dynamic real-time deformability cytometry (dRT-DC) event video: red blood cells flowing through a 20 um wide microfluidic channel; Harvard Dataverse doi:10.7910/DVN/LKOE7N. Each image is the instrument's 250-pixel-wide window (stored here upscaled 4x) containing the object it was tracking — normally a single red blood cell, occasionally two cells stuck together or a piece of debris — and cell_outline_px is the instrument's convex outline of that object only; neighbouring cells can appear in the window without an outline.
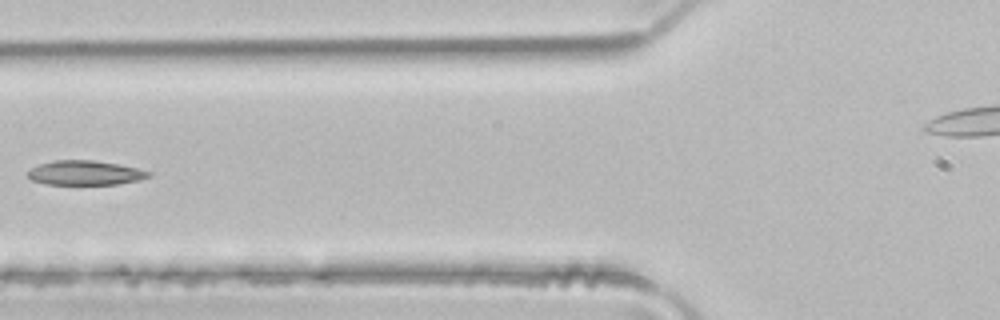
{"species": "common noctule bat (a hibernating species)", "species_latin": "Nyctalus noctula", "temperature_condition": "room temperature", "stored_images_in_passage": 5, "camera_frame_rate_fps": 3000, "um_per_image_px": 0.085, "animal": {"sex": "male", "body_mass_g": 21.5, "forearm_length_mm": 52.0}, "frame": {"image": 1, "passage_image": 5, "time_ms": 1.333, "image_size_px": [1000, 320], "cell_outline_px": [[152, 176], [136, 180], [116, 184], [48, 184], [32, 180], [28, 176], [28, 172], [32, 168], [40, 164], [56, 160], [96, 160], [136, 168], [152, 172]], "centroid_in_image_um": [7.24, 14.69], "position_along_channel_um": 118.6, "area_um2": 16.94}}